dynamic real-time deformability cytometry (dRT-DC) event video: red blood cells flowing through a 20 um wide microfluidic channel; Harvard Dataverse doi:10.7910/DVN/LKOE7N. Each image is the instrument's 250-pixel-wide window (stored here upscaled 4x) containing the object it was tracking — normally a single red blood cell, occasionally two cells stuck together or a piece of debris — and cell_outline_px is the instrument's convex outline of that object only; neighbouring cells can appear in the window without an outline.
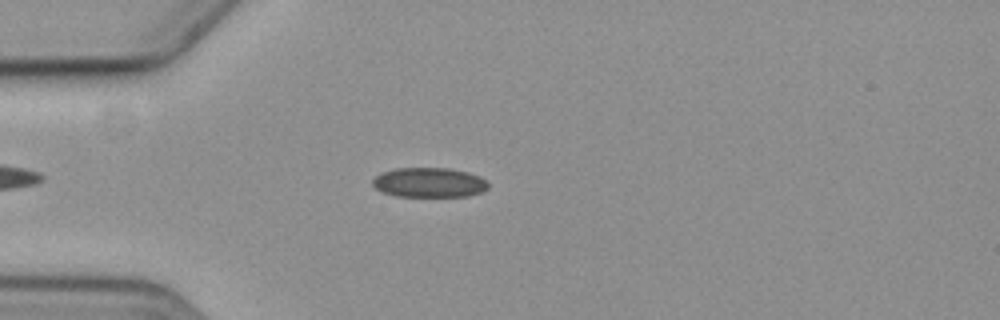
{"species": "common noctule bat (a hibernating species)", "species_latin": "Nyctalus noctula", "temperature_condition": "cold", "stored_images_in_passage": 6, "camera_frame_rate_fps": 3000, "um_per_image_px": 0.085, "animal": {"sex": "female", "body_mass_g": 19.3, "forearm_length_mm": 54.1}, "frame": {"image": 1, "passage_image": 2, "time_ms": 1.333, "image_size_px": [1000, 320], "cell_outline_px": [[488, 188], [480, 192], [468, 196], [396, 196], [384, 192], [376, 188], [372, 184], [372, 180], [380, 172], [396, 168], [448, 168], [468, 172], [480, 176], [488, 180]], "centroid_in_image_um": [36.49, 15.5], "position_along_channel_um": 48.5, "area_um2": 20.06}}
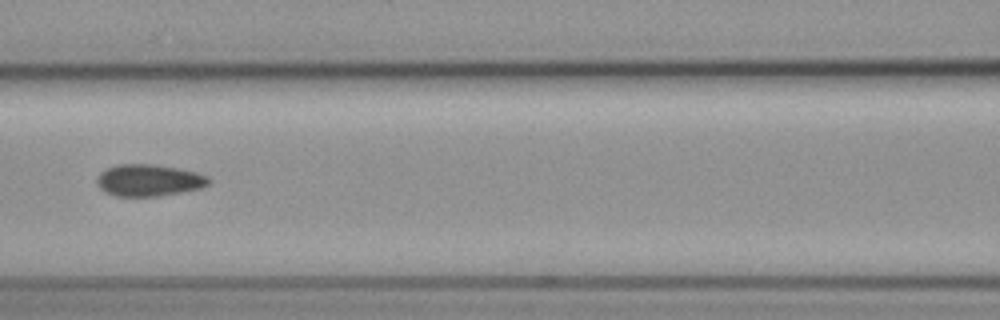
{"frame": {"image": 2, "passage_image": 5, "time_ms": 4.667, "image_size_px": [1000, 320], "cell_outline_px": [[212, 180], [208, 184], [200, 188], [180, 192], [156, 196], [116, 196], [104, 192], [96, 184], [96, 176], [100, 172], [116, 164], [152, 164], [176, 168], [196, 172], [208, 176]], "centroid_in_image_um": [12.61, 15.32], "position_along_channel_um": 154.0, "area_um2": 20.75}}
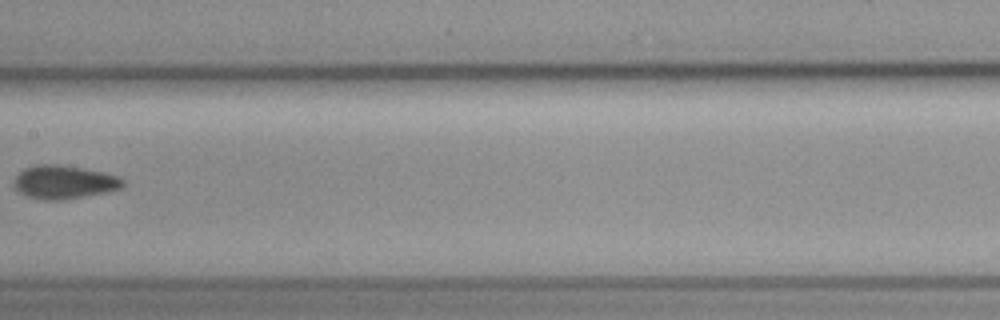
{"frame": {"image": 3, "passage_image": 6, "time_ms": 6.0, "image_size_px": [1000, 320], "cell_outline_px": [[124, 184], [120, 188], [108, 192], [64, 200], [44, 200], [28, 196], [20, 192], [12, 184], [16, 176], [24, 168], [36, 164], [60, 164], [84, 168], [104, 172], [120, 176], [124, 180]], "centroid_in_image_um": [5.46, 15.47], "position_along_channel_um": 201.9, "area_um2": 21.44}}